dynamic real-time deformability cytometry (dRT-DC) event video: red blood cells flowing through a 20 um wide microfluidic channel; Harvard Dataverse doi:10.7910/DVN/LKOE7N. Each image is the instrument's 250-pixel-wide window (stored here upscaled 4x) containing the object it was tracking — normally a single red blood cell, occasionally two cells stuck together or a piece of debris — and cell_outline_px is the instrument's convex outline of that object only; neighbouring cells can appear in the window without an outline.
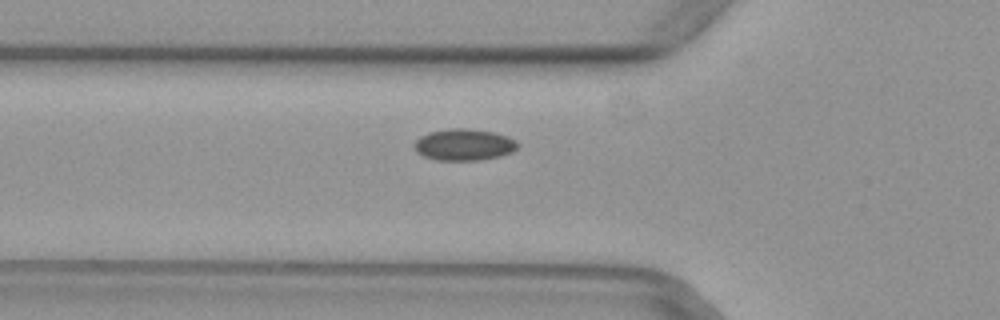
{"species": "common noctule bat (a hibernating species)", "species_latin": "Nyctalus noctula", "temperature_condition": "warm", "stored_images_in_passage": 36, "camera_frame_rate_fps": 3000, "um_per_image_px": 0.085, "animal": {"sex": "female", "body_mass_g": 29.2, "forearm_length_mm": 56.3}, "frame": {"image": 1, "passage_image": 6, "time_ms": 1.667, "image_size_px": [1000, 320], "cell_outline_px": [[520, 144], [512, 152], [500, 156], [480, 160], [436, 160], [424, 156], [416, 152], [412, 144], [420, 136], [428, 132], [448, 128], [468, 128], [496, 132], [508, 136], [516, 140]], "centroid_in_image_um": [39.44, 12.28], "position_along_channel_um": 86.4, "area_um2": 19.36}}
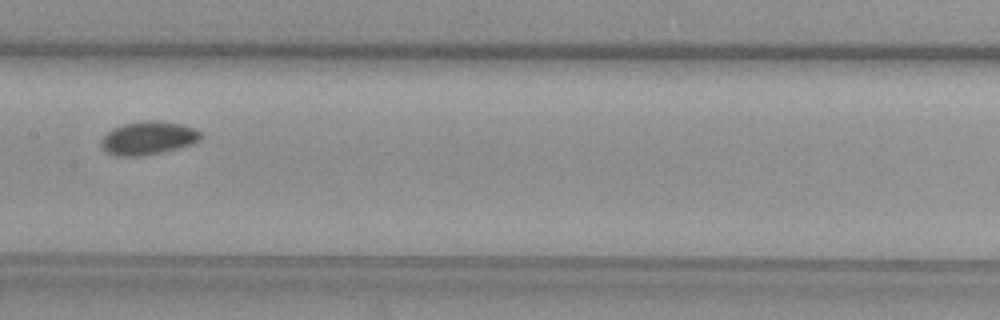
{"frame": {"image": 2, "passage_image": 14, "time_ms": 4.333, "image_size_px": [1000, 320], "cell_outline_px": [[204, 136], [200, 140], [192, 144], [160, 152], [140, 156], [116, 156], [108, 152], [100, 144], [100, 140], [112, 128], [124, 124], [144, 120], [156, 120], [180, 124], [192, 128], [200, 132]], "centroid_in_image_um": [12.59, 11.73], "position_along_channel_um": 194.8, "area_um2": 19.13}}
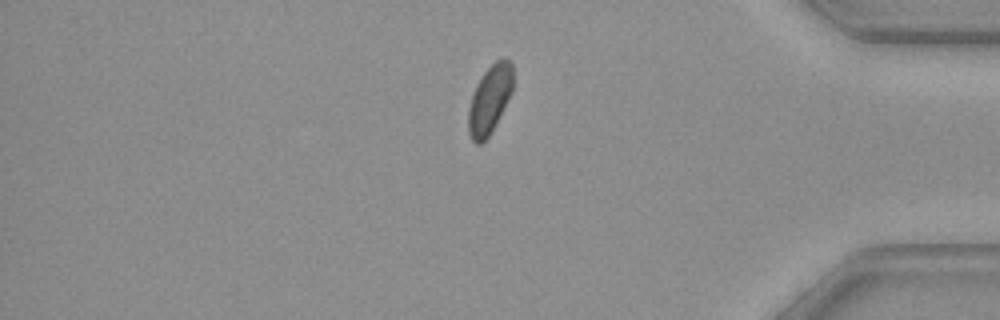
{"frame": {"image": 3, "passage_image": 31, "time_ms": 10.0, "image_size_px": [1000, 320], "cell_outline_px": [[512, 92], [500, 116], [488, 136], [480, 144], [476, 144], [472, 140], [468, 132], [468, 108], [476, 84], [484, 72], [496, 60], [504, 56], [512, 64]], "centroid_in_image_um": [41.61, 8.44], "position_along_channel_um": 393.6, "area_um2": 17.63}}